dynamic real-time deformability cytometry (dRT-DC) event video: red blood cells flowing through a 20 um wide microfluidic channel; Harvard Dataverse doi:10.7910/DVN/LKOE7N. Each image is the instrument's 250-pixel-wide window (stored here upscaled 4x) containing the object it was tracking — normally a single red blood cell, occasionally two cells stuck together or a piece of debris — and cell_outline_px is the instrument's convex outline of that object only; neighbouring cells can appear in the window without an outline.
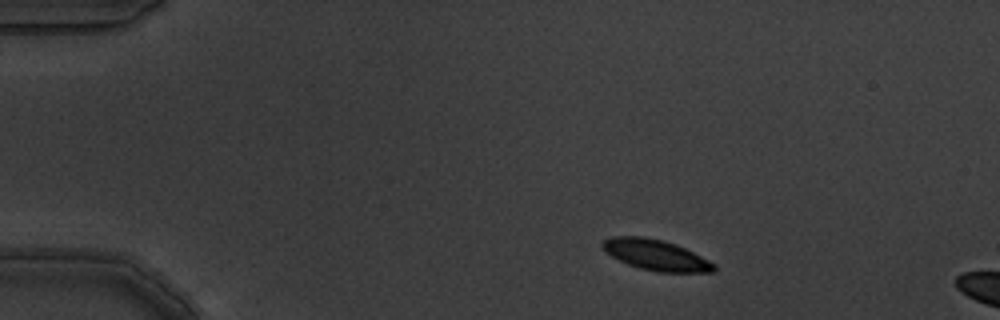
{"species": "common noctule bat (a hibernating species)", "species_latin": "Nyctalus noctula", "temperature_condition": "warm", "stored_images_in_passage": 2, "camera_frame_rate_fps": 3000, "um_per_image_px": 0.085, "animal": {"sex": "male", "body_mass_g": 19.5, "forearm_length_mm": 54.6}, "frame": {"image": 1, "passage_image": 1, "time_ms": 0.0, "image_size_px": [1000, 320], "cell_outline_px": [[716, 268], [712, 272], [660, 272], [640, 268], [628, 264], [604, 252], [600, 244], [604, 240], [612, 236], [644, 236], [664, 240], [676, 244], [716, 264]], "centroid_in_image_um": [55.72, 21.66], "position_along_channel_um": 29.3, "area_um2": 19.88}}